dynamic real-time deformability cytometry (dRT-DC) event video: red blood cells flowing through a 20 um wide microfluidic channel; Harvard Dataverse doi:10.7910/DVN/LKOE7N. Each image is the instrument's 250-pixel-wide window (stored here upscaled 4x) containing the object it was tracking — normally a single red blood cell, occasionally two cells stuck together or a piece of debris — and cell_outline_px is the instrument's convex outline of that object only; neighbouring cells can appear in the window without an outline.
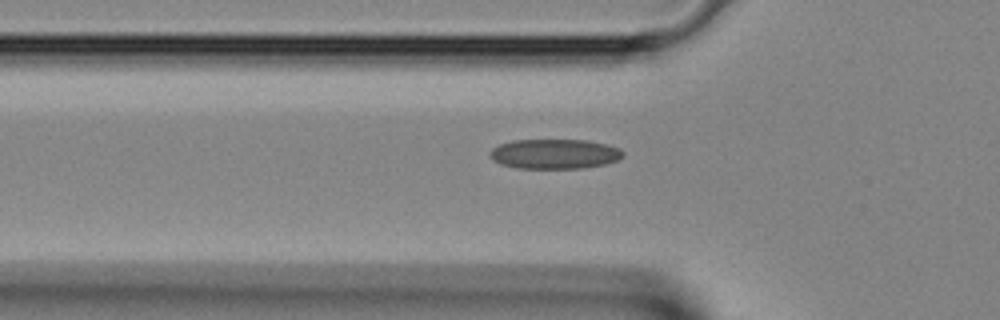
{"species": "Egyptian fruit bat (a non-hibernating species)", "species_latin": "Rousettus aegyptiacus", "temperature_condition": "room temperature", "stored_images_in_passage": 27, "camera_frame_rate_fps": 3000, "um_per_image_px": 0.085, "animal": {"sex": "female"}, "frame": {"image": 1, "passage_image": 2, "time_ms": 0.333, "image_size_px": [1000, 320], "cell_outline_px": [[624, 156], [616, 160], [604, 164], [580, 168], [516, 168], [500, 164], [492, 160], [488, 156], [488, 152], [492, 148], [500, 144], [512, 140], [588, 140], [620, 148], [624, 152]], "centroid_in_image_um": [47.09, 13.08], "position_along_channel_um": 78.7, "area_um2": 23.18}}
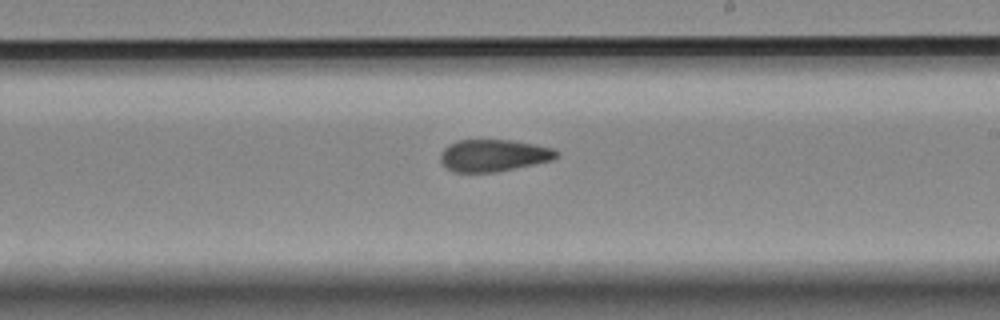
{"frame": {"image": 2, "passage_image": 12, "time_ms": 3.667, "image_size_px": [1000, 320], "cell_outline_px": [[556, 156], [552, 160], [496, 172], [452, 172], [444, 168], [440, 160], [440, 152], [448, 144], [456, 140], [508, 140], [532, 144], [552, 148], [556, 152]], "centroid_in_image_um": [41.84, 13.22], "position_along_channel_um": 247.2, "area_um2": 21.56}}
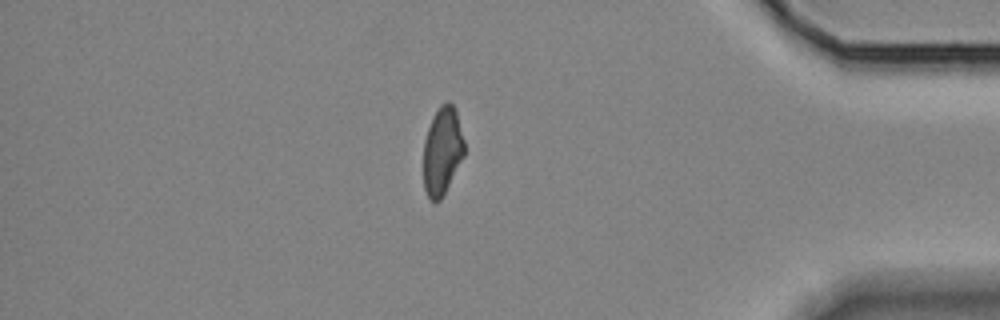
{"frame": {"image": 3, "passage_image": 23, "time_ms": 7.333, "image_size_px": [1000, 320], "cell_outline_px": [[464, 156], [440, 200], [432, 200], [428, 196], [424, 188], [424, 140], [428, 128], [440, 104], [448, 100], [452, 104], [456, 112], [464, 140]], "centroid_in_image_um": [37.6, 12.8], "position_along_channel_um": 397.6, "area_um2": 20.52}}